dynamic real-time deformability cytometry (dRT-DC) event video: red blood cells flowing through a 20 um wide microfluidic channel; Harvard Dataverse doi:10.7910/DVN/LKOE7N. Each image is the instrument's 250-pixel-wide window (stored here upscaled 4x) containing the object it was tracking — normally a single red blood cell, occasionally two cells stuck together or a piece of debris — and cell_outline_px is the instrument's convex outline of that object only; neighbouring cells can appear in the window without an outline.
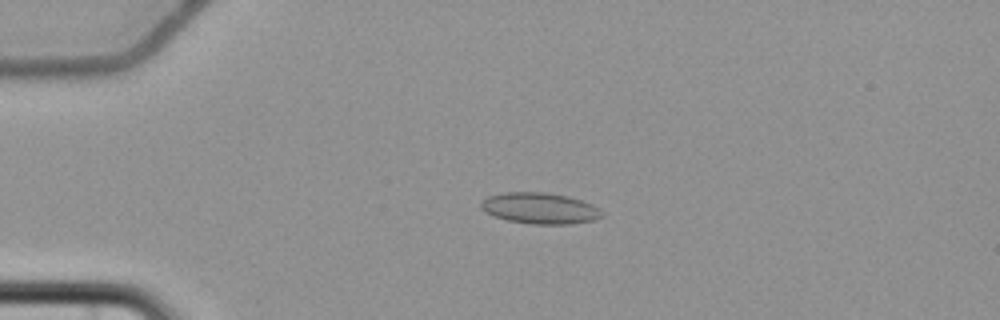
{"species": "common noctule bat (a hibernating species)", "species_latin": "Nyctalus noctula", "temperature_condition": "cold", "stored_images_in_passage": 4, "camera_frame_rate_fps": 3000, "um_per_image_px": 0.085, "animal": {"sex": "female", "body_mass_g": 22.7, "forearm_length_mm": 54.2}, "frame": {"image": 1, "passage_image": 3, "time_ms": 3.333, "image_size_px": [1000, 320], "cell_outline_px": [[604, 216], [596, 220], [568, 224], [532, 224], [508, 220], [496, 216], [480, 208], [480, 204], [488, 196], [504, 192], [544, 192], [568, 196], [592, 204], [600, 208], [604, 212]], "centroid_in_image_um": [45.95, 17.7], "position_along_channel_um": 39.0, "area_um2": 21.91}}
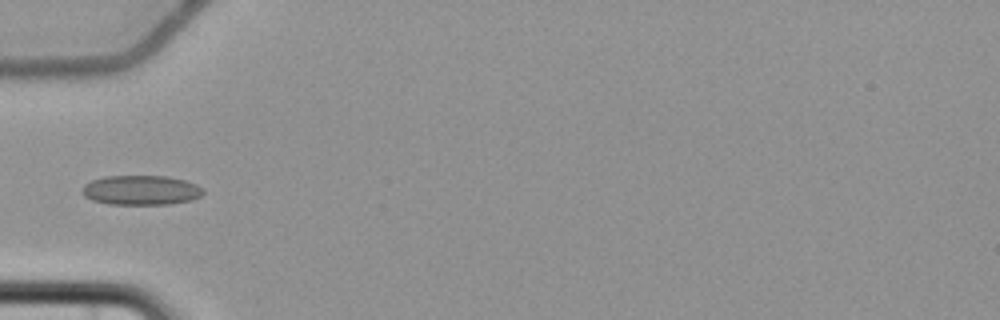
{"frame": {"image": 2, "passage_image": 4, "time_ms": 5.333, "image_size_px": [1000, 320], "cell_outline_px": [[204, 192], [200, 196], [192, 200], [168, 204], [108, 204], [92, 200], [84, 196], [80, 192], [84, 184], [92, 180], [104, 176], [164, 176], [184, 180], [196, 184], [204, 188]], "centroid_in_image_um": [11.97, 16.16], "position_along_channel_um": 73.0, "area_um2": 20.98}}